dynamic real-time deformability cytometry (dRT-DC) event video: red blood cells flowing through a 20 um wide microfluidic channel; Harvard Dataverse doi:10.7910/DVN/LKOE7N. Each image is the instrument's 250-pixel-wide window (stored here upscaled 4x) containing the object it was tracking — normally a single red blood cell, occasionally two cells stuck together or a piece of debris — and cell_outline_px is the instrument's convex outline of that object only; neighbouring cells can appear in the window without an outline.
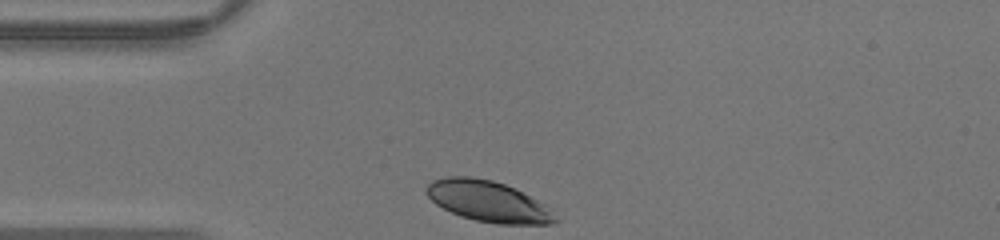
{"species": "human", "species_latin": "Homo sapiens", "temperature_condition": "warm", "stored_images_in_passage": 1, "camera_frame_rate_fps": 3000, "um_per_image_px": 0.085, "donor": {"sex": "male"}, "frame": {"image": 1, "passage_image": 1, "time_ms": 0.0, "image_size_px": [1000, 240], "cell_outline_px": [[560, 220], [552, 224], [496, 224], [476, 220], [460, 216], [436, 204], [424, 192], [424, 188], [432, 180], [448, 176], [472, 176], [492, 180], [516, 188], [544, 204]], "centroid_in_image_um": [41.48, 17.11], "position_along_channel_um": 43.5, "area_um2": 30.81}}